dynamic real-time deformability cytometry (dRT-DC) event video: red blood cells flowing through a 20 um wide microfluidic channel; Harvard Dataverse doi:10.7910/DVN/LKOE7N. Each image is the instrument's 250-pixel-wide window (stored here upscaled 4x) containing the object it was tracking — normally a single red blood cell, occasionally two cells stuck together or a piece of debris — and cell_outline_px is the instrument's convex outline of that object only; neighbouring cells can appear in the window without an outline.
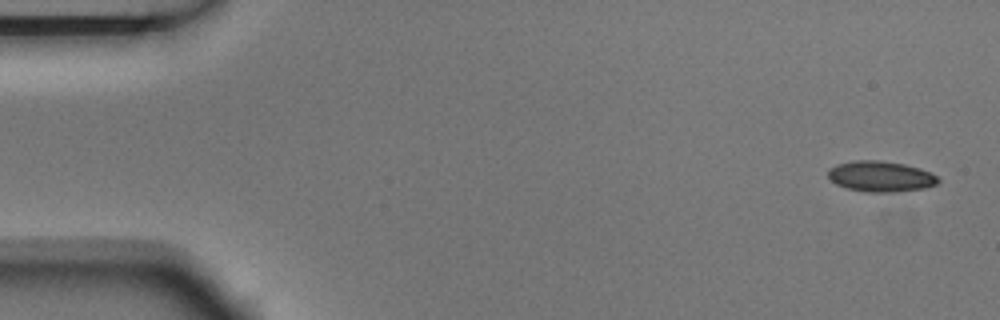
{"species": "Egyptian fruit bat (a non-hibernating species)", "species_latin": "Rousettus aegyptiacus", "temperature_condition": "room temperature", "stored_images_in_passage": 6, "camera_frame_rate_fps": 3000, "um_per_image_px": 0.085, "animal": {"sex": "male"}, "frame": {"image": 1, "passage_image": 1, "time_ms": 0.0, "image_size_px": [1000, 320], "cell_outline_px": [[940, 180], [936, 184], [924, 188], [896, 192], [864, 192], [848, 188], [836, 184], [828, 176], [828, 168], [836, 164], [852, 160], [880, 160], [904, 164], [920, 168], [932, 172]], "centroid_in_image_um": [74.85, 14.99], "position_along_channel_um": 10.2, "area_um2": 19.83}}
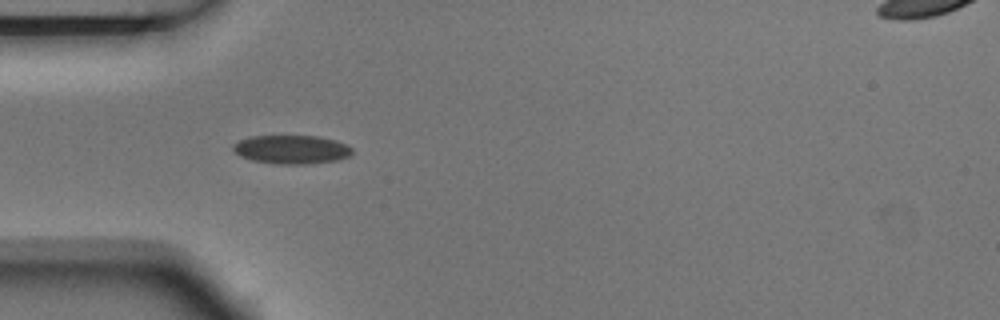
{"frame": {"image": 2, "passage_image": 5, "time_ms": 1.333, "image_size_px": [1000, 320], "cell_outline_px": [[352, 156], [336, 160], [308, 164], [272, 164], [252, 160], [240, 156], [232, 148], [232, 144], [240, 140], [252, 136], [316, 136], [336, 140], [348, 144], [352, 148]], "centroid_in_image_um": [24.8, 12.71], "position_along_channel_um": 60.2, "area_um2": 20.06}}
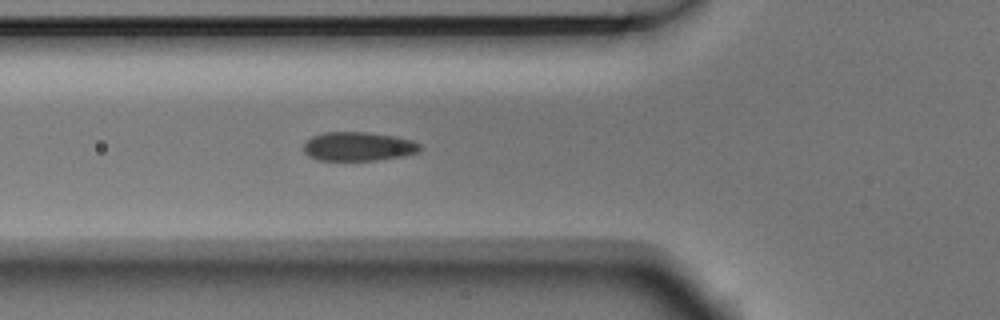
{"frame": {"image": 3, "passage_image": 6, "time_ms": 1.667, "image_size_px": [1000, 320], "cell_outline_px": [[424, 148], [420, 152], [404, 156], [376, 160], [316, 160], [308, 156], [304, 152], [304, 144], [312, 136], [324, 132], [368, 132], [392, 136], [412, 140], [420, 144]], "centroid_in_image_um": [30.48, 12.45], "position_along_channel_um": 95.3, "area_um2": 19.77}}